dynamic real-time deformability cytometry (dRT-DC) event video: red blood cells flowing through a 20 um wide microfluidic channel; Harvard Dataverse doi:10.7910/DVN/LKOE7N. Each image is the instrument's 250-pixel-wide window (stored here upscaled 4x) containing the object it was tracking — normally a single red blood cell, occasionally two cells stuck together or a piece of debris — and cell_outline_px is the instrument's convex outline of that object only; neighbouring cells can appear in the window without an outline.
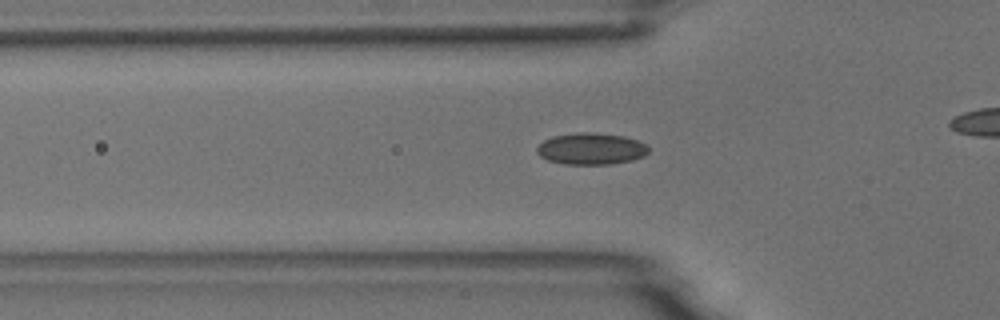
{"species": "common noctule bat (a hibernating species)", "species_latin": "Nyctalus noctula", "temperature_condition": "room temperature", "stored_images_in_passage": 28, "camera_frame_rate_fps": 3000, "um_per_image_px": 0.085, "animal": {"sex": "male", "body_mass_g": 18.8}, "frame": {"image": 1, "passage_image": 2, "time_ms": 0.333, "image_size_px": [1000, 320], "cell_outline_px": [[648, 152], [644, 156], [632, 160], [608, 164], [564, 164], [548, 160], [540, 156], [536, 152], [536, 148], [544, 140], [552, 136], [576, 132], [592, 132], [624, 136], [636, 140], [644, 144], [648, 148]], "centroid_in_image_um": [50.21, 12.64], "position_along_channel_um": 75.6, "area_um2": 20.52}}
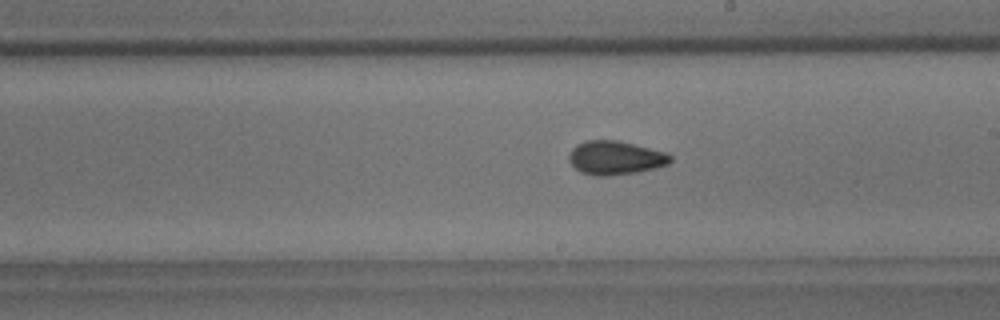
{"frame": {"image": 2, "passage_image": 15, "time_ms": 4.667, "image_size_px": [1000, 320], "cell_outline_px": [[672, 160], [668, 164], [656, 168], [636, 172], [608, 176], [596, 176], [580, 172], [568, 160], [568, 156], [572, 148], [576, 144], [584, 140], [616, 140], [664, 152], [672, 156]], "centroid_in_image_um": [52.27, 13.42], "position_along_channel_um": 236.7, "area_um2": 19.88}}
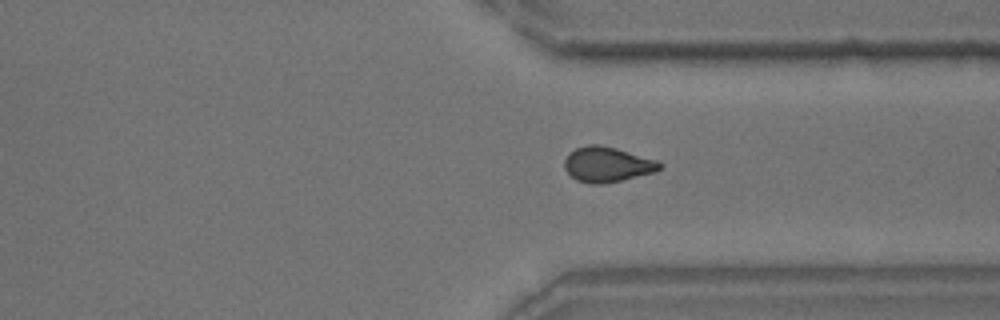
{"frame": {"image": 3, "passage_image": 25, "time_ms": 8.0, "image_size_px": [1000, 320], "cell_outline_px": [[664, 168], [656, 172], [604, 184], [592, 184], [576, 180], [564, 168], [564, 160], [568, 152], [576, 148], [588, 144], [600, 144], [616, 148], [656, 160], [664, 164]], "centroid_in_image_um": [51.62, 13.97], "position_along_channel_um": 359.8, "area_um2": 19.71}}